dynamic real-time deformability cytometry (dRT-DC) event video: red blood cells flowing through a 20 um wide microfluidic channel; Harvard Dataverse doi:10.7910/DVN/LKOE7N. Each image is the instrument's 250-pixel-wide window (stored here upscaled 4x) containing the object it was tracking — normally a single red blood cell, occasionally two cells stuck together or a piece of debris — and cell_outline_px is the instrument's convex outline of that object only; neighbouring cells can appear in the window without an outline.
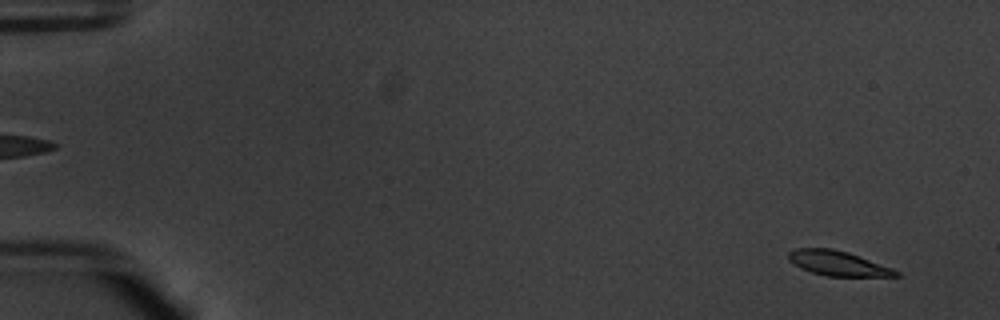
{"species": "common noctule bat (a hibernating species)", "species_latin": "Nyctalus noctula", "temperature_condition": "warm", "stored_images_in_passage": 54, "camera_frame_rate_fps": 3000, "um_per_image_px": 0.085, "animal": {"sex": "male", "body_mass_g": 20.1, "forearm_length_mm": 53.5}, "frame": {"image": 1, "passage_image": 3, "time_ms": 0.667, "image_size_px": [1000, 320], "cell_outline_px": [[900, 276], [828, 276], [812, 272], [800, 268], [788, 260], [788, 252], [796, 248], [832, 248], [848, 252], [892, 268], [900, 272]], "centroid_in_image_um": [71.2, 22.37], "position_along_channel_um": 13.8, "area_um2": 15.43}}
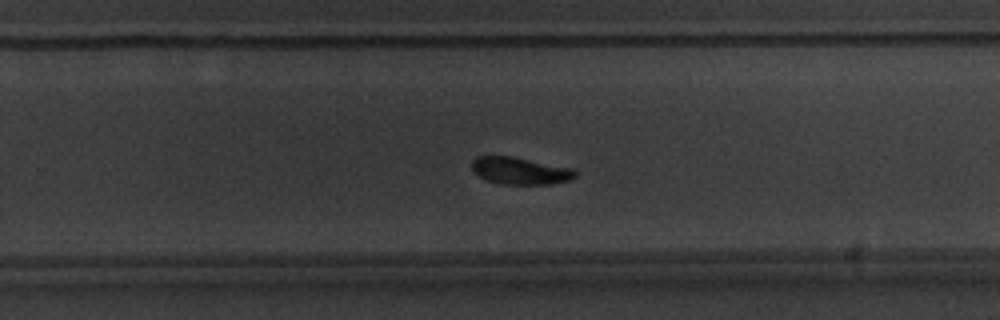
{"frame": {"image": 2, "passage_image": 36, "time_ms": 11.667, "image_size_px": [1000, 320], "cell_outline_px": [[580, 172], [572, 180], [548, 184], [500, 184], [488, 180], [480, 176], [472, 168], [472, 160], [476, 156], [512, 156], [572, 168]], "centroid_in_image_um": [44.26, 14.51], "position_along_channel_um": 285.5, "area_um2": 16.36}}
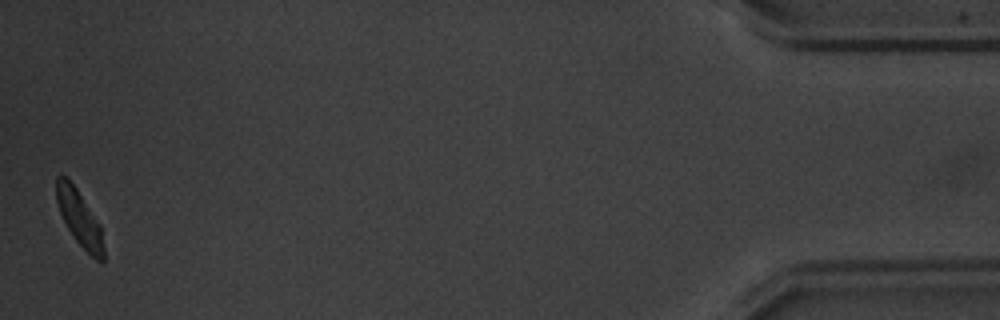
{"frame": {"image": 3, "passage_image": 54, "time_ms": 17.667, "image_size_px": [1000, 320], "cell_outline_px": [[104, 260], [96, 260], [76, 240], [68, 228], [60, 212], [56, 200], [56, 176], [68, 176], [100, 224], [104, 248]], "centroid_in_image_um": [6.75, 18.51], "position_along_channel_um": 428.5, "area_um2": 15.03}, "authors_computed_cell_mechanics": {"area_um2": 16.7042, "velocity_mm_per_s": 3.7573, "shape_relaxation_time_tau1_ms": 1.7607, "shape_relaxation_time_tau2_ms": 3.0863, "deformation_change_tau1": 0.1303, "deformation_change_tau2": 0.0794}}